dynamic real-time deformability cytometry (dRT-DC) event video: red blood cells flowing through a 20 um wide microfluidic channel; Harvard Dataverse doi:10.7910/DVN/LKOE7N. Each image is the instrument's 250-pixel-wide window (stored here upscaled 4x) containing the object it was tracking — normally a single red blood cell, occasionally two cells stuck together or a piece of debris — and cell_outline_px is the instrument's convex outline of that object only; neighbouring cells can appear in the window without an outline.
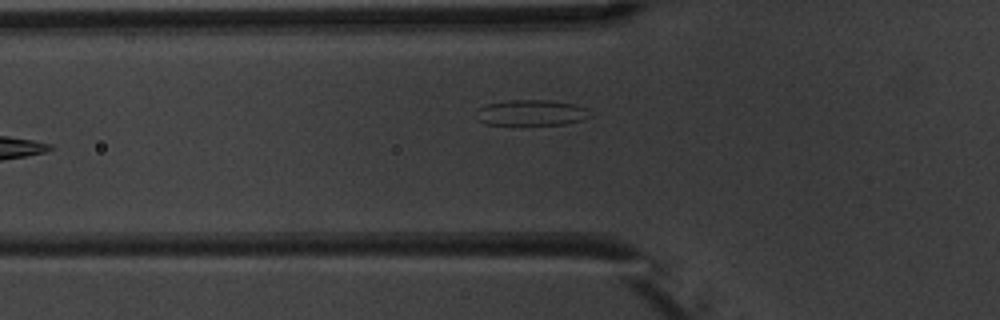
{"species": "common noctule bat (a hibernating species)", "species_latin": "Nyctalus noctula", "temperature_condition": "warm", "stored_images_in_passage": 7, "camera_frame_rate_fps": 3000, "um_per_image_px": 0.085, "animal": {"sex": "male", "body_mass_g": 20.1, "forearm_length_mm": 53.5}, "frame": {"image": 1, "passage_image": 7, "time_ms": 7.0, "image_size_px": [1000, 320], "cell_outline_px": [[592, 116], [580, 120], [564, 124], [484, 124], [476, 120], [480, 108], [484, 104], [508, 100], [548, 100], [572, 104], [588, 108]], "centroid_in_image_um": [45.16, 9.57], "position_along_channel_um": 80.6, "area_um2": 16.94}}